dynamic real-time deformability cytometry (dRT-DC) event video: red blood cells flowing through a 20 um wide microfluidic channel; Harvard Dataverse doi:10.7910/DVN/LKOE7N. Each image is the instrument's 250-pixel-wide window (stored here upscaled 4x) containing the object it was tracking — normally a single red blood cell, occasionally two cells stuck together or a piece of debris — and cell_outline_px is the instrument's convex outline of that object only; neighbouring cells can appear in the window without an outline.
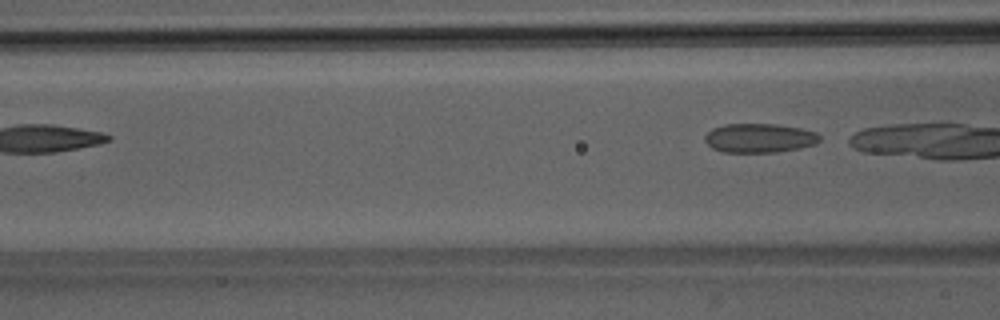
{"species": "Egyptian fruit bat (a non-hibernating species)", "species_latin": "Rousettus aegyptiacus", "temperature_condition": "room temperature", "stored_images_in_passage": 7, "camera_frame_rate_fps": 3000, "um_per_image_px": 0.085, "animal": {"sex": "male"}, "frame": {"image": 1, "passage_image": 7, "time_ms": 8.0, "image_size_px": [1000, 320], "cell_outline_px": [[820, 140], [816, 144], [800, 148], [776, 152], [720, 152], [712, 148], [704, 140], [704, 136], [712, 128], [724, 124], [776, 124], [800, 128], [816, 132], [820, 136]], "centroid_in_image_um": [64.53, 11.73], "position_along_channel_um": 102.1, "area_um2": 19.59}}